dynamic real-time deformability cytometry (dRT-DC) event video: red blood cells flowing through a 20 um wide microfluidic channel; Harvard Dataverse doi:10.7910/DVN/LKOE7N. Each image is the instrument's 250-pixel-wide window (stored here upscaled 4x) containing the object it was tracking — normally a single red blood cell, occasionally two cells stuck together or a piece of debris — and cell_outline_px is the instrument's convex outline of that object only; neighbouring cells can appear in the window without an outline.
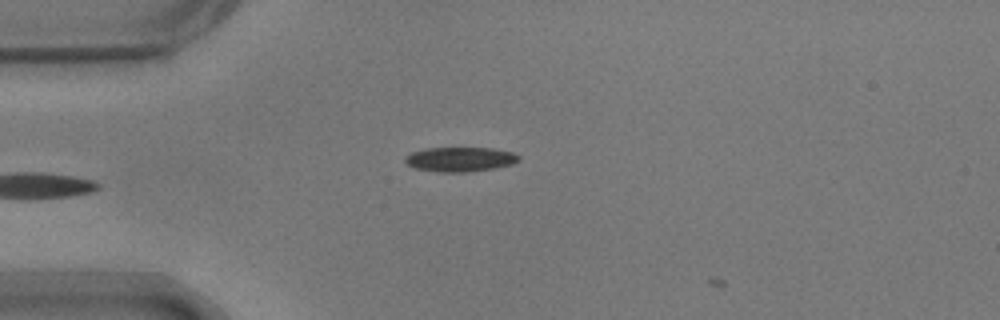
{"species": "common noctule bat (a hibernating species)", "species_latin": "Nyctalus noctula", "temperature_condition": "warm", "stored_images_in_passage": 4, "camera_frame_rate_fps": 3000, "um_per_image_px": 0.085, "animal": {"sex": "male", "body_mass_g": 17.9}, "frame": {"image": 1, "passage_image": 2, "time_ms": 0.333, "image_size_px": [1000, 320], "cell_outline_px": [[520, 160], [512, 164], [492, 168], [464, 172], [440, 172], [416, 168], [408, 164], [404, 160], [412, 152], [424, 148], [492, 148], [512, 152], [520, 156]], "centroid_in_image_um": [39.13, 13.53], "position_along_channel_um": 45.9, "area_um2": 16.01}}